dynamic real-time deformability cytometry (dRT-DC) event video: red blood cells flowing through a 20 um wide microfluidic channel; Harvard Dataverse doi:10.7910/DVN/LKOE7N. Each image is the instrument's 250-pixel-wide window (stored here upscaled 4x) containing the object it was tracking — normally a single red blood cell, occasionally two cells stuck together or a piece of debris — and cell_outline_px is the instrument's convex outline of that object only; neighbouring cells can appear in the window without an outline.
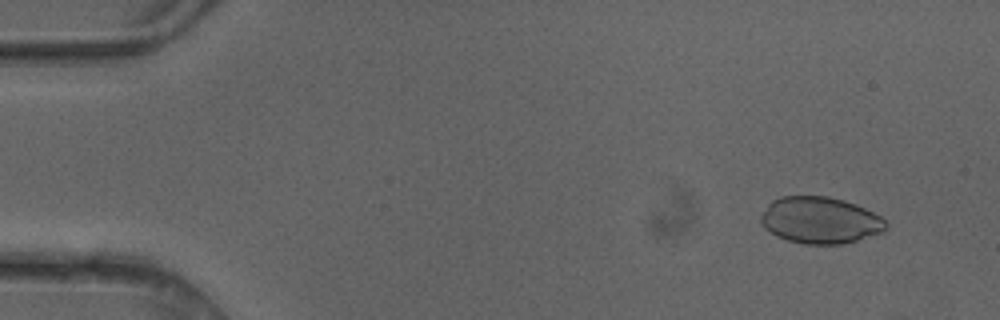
{"species": "common noctule bat (a hibernating species)", "species_latin": "Nyctalus noctula", "temperature_condition": "cold", "stored_images_in_passage": 48, "camera_frame_rate_fps": 3000, "um_per_image_px": 0.085, "animal": {"sex": "female"}, "frame": {"image": 1, "passage_image": 4, "time_ms": 1.0, "image_size_px": [1000, 320], "cell_outline_px": [[888, 228], [884, 232], [856, 240], [840, 244], [804, 244], [788, 240], [776, 236], [764, 228], [760, 220], [760, 216], [768, 204], [772, 200], [780, 196], [828, 196], [844, 200], [856, 204], [880, 216], [888, 224]], "centroid_in_image_um": [69.7, 18.71], "position_along_channel_um": 15.3, "area_um2": 34.1}}
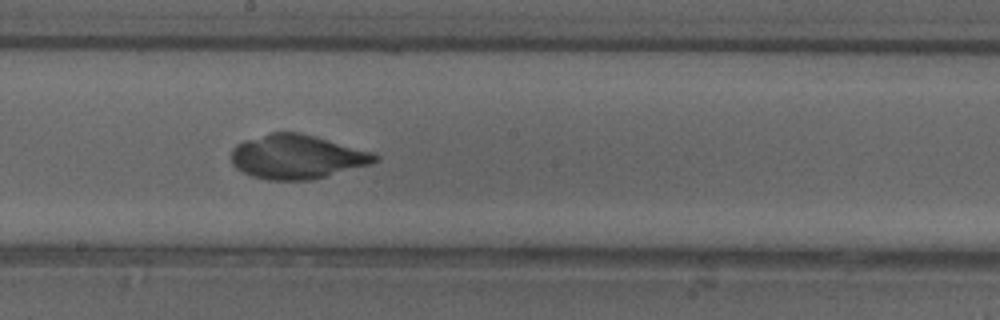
{"frame": {"image": 2, "passage_image": 27, "time_ms": 8.667, "image_size_px": [1000, 320], "cell_outline_px": [[380, 156], [372, 164], [308, 180], [268, 180], [252, 176], [236, 168], [232, 164], [232, 148], [236, 144], [244, 140], [272, 132], [300, 132], [316, 136], [376, 152]], "centroid_in_image_um": [25.26, 13.31], "position_along_channel_um": 222.9, "area_um2": 37.05}}
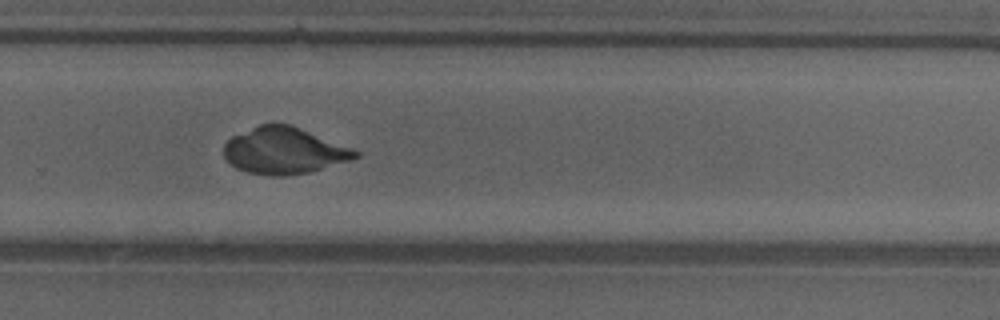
{"frame": {"image": 3, "passage_image": 33, "time_ms": 10.667, "image_size_px": [1000, 320], "cell_outline_px": [[360, 156], [352, 160], [308, 172], [284, 176], [272, 176], [248, 172], [236, 168], [224, 156], [224, 144], [232, 136], [260, 124], [288, 124], [352, 148], [360, 152]], "centroid_in_image_um": [24.15, 12.82], "position_along_channel_um": 305.7, "area_um2": 35.26}}